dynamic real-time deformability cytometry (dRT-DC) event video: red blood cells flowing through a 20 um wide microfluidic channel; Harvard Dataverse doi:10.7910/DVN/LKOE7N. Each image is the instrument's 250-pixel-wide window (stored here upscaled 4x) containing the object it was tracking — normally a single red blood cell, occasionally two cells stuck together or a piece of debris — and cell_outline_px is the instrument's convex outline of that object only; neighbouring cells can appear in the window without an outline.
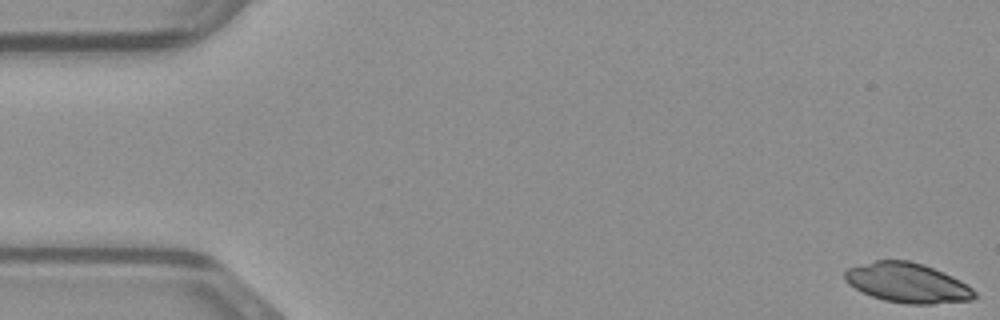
{"species": "common noctule bat (a hibernating species)", "species_latin": "Nyctalus noctula", "temperature_condition": "warm", "stored_images_in_passage": 49, "camera_frame_rate_fps": 3000, "um_per_image_px": 0.085, "animal": {"sex": "male", "body_mass_g": 23.1, "forearm_length_mm": 52.7}, "frame": {"image": 1, "passage_image": 1, "time_ms": 0.0, "image_size_px": [1000, 320], "cell_outline_px": [[976, 296], [972, 300], [932, 304], [904, 304], [884, 300], [872, 296], [848, 284], [844, 280], [844, 272], [848, 268], [876, 260], [908, 260], [924, 264], [952, 276], [960, 280], [972, 288], [976, 292]], "centroid_in_image_um": [77.14, 24.04], "position_along_channel_um": 7.9, "area_um2": 30.0}}